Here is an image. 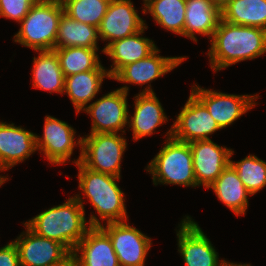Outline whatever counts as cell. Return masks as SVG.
Here are the masks:
<instances>
[{
    "mask_svg": "<svg viewBox=\"0 0 266 266\" xmlns=\"http://www.w3.org/2000/svg\"><path fill=\"white\" fill-rule=\"evenodd\" d=\"M98 38L97 27L75 21L67 14L63 13L59 22L55 48L79 46L99 49L97 47Z\"/></svg>",
    "mask_w": 266,
    "mask_h": 266,
    "instance_id": "obj_25",
    "label": "cell"
},
{
    "mask_svg": "<svg viewBox=\"0 0 266 266\" xmlns=\"http://www.w3.org/2000/svg\"><path fill=\"white\" fill-rule=\"evenodd\" d=\"M220 127L207 108L191 93L172 125V137L182 142L210 140Z\"/></svg>",
    "mask_w": 266,
    "mask_h": 266,
    "instance_id": "obj_12",
    "label": "cell"
},
{
    "mask_svg": "<svg viewBox=\"0 0 266 266\" xmlns=\"http://www.w3.org/2000/svg\"><path fill=\"white\" fill-rule=\"evenodd\" d=\"M105 77L111 78L108 70H89L65 77L64 93L68 94L77 113L100 92Z\"/></svg>",
    "mask_w": 266,
    "mask_h": 266,
    "instance_id": "obj_22",
    "label": "cell"
},
{
    "mask_svg": "<svg viewBox=\"0 0 266 266\" xmlns=\"http://www.w3.org/2000/svg\"><path fill=\"white\" fill-rule=\"evenodd\" d=\"M134 115L129 116V127L133 131V139L138 140L153 134V131L167 121L164 109L151 84L135 97Z\"/></svg>",
    "mask_w": 266,
    "mask_h": 266,
    "instance_id": "obj_19",
    "label": "cell"
},
{
    "mask_svg": "<svg viewBox=\"0 0 266 266\" xmlns=\"http://www.w3.org/2000/svg\"><path fill=\"white\" fill-rule=\"evenodd\" d=\"M209 62L213 71H219L244 60L266 53V30L235 25L220 19L210 40Z\"/></svg>",
    "mask_w": 266,
    "mask_h": 266,
    "instance_id": "obj_1",
    "label": "cell"
},
{
    "mask_svg": "<svg viewBox=\"0 0 266 266\" xmlns=\"http://www.w3.org/2000/svg\"><path fill=\"white\" fill-rule=\"evenodd\" d=\"M177 231L178 251L186 266H222L225 260L219 261L218 253L206 234L186 216L182 219Z\"/></svg>",
    "mask_w": 266,
    "mask_h": 266,
    "instance_id": "obj_11",
    "label": "cell"
},
{
    "mask_svg": "<svg viewBox=\"0 0 266 266\" xmlns=\"http://www.w3.org/2000/svg\"><path fill=\"white\" fill-rule=\"evenodd\" d=\"M210 1L213 2L221 10L231 0H210Z\"/></svg>",
    "mask_w": 266,
    "mask_h": 266,
    "instance_id": "obj_33",
    "label": "cell"
},
{
    "mask_svg": "<svg viewBox=\"0 0 266 266\" xmlns=\"http://www.w3.org/2000/svg\"><path fill=\"white\" fill-rule=\"evenodd\" d=\"M72 256L77 266H120L110 237L100 227L86 232Z\"/></svg>",
    "mask_w": 266,
    "mask_h": 266,
    "instance_id": "obj_17",
    "label": "cell"
},
{
    "mask_svg": "<svg viewBox=\"0 0 266 266\" xmlns=\"http://www.w3.org/2000/svg\"><path fill=\"white\" fill-rule=\"evenodd\" d=\"M64 8L60 1L37 0L22 19L14 42L33 50L55 49L59 22Z\"/></svg>",
    "mask_w": 266,
    "mask_h": 266,
    "instance_id": "obj_4",
    "label": "cell"
},
{
    "mask_svg": "<svg viewBox=\"0 0 266 266\" xmlns=\"http://www.w3.org/2000/svg\"><path fill=\"white\" fill-rule=\"evenodd\" d=\"M38 52L39 56L33 58V87L49 91L50 94H64L65 77L56 51L52 49Z\"/></svg>",
    "mask_w": 266,
    "mask_h": 266,
    "instance_id": "obj_24",
    "label": "cell"
},
{
    "mask_svg": "<svg viewBox=\"0 0 266 266\" xmlns=\"http://www.w3.org/2000/svg\"><path fill=\"white\" fill-rule=\"evenodd\" d=\"M24 226L26 231L13 241L18 250L20 266H56L72 256L64 245L37 235L25 223Z\"/></svg>",
    "mask_w": 266,
    "mask_h": 266,
    "instance_id": "obj_9",
    "label": "cell"
},
{
    "mask_svg": "<svg viewBox=\"0 0 266 266\" xmlns=\"http://www.w3.org/2000/svg\"><path fill=\"white\" fill-rule=\"evenodd\" d=\"M8 178L5 176H0V186H2L3 183H5V181H7Z\"/></svg>",
    "mask_w": 266,
    "mask_h": 266,
    "instance_id": "obj_36",
    "label": "cell"
},
{
    "mask_svg": "<svg viewBox=\"0 0 266 266\" xmlns=\"http://www.w3.org/2000/svg\"><path fill=\"white\" fill-rule=\"evenodd\" d=\"M81 194L70 197L65 203L41 212L25 224L37 235L64 245L71 253L86 232L85 210Z\"/></svg>",
    "mask_w": 266,
    "mask_h": 266,
    "instance_id": "obj_2",
    "label": "cell"
},
{
    "mask_svg": "<svg viewBox=\"0 0 266 266\" xmlns=\"http://www.w3.org/2000/svg\"><path fill=\"white\" fill-rule=\"evenodd\" d=\"M81 153L73 163L99 173L120 176L121 160L127 141L118 133H96L81 137Z\"/></svg>",
    "mask_w": 266,
    "mask_h": 266,
    "instance_id": "obj_6",
    "label": "cell"
},
{
    "mask_svg": "<svg viewBox=\"0 0 266 266\" xmlns=\"http://www.w3.org/2000/svg\"><path fill=\"white\" fill-rule=\"evenodd\" d=\"M59 58L60 67L64 77L89 70H107L100 61L97 54L98 49L87 47H65L54 49Z\"/></svg>",
    "mask_w": 266,
    "mask_h": 266,
    "instance_id": "obj_28",
    "label": "cell"
},
{
    "mask_svg": "<svg viewBox=\"0 0 266 266\" xmlns=\"http://www.w3.org/2000/svg\"><path fill=\"white\" fill-rule=\"evenodd\" d=\"M222 266H251L250 264H236V263H229V262H227V261H224V263H223V265Z\"/></svg>",
    "mask_w": 266,
    "mask_h": 266,
    "instance_id": "obj_35",
    "label": "cell"
},
{
    "mask_svg": "<svg viewBox=\"0 0 266 266\" xmlns=\"http://www.w3.org/2000/svg\"><path fill=\"white\" fill-rule=\"evenodd\" d=\"M36 134L14 124L0 122V171L8 170L37 150Z\"/></svg>",
    "mask_w": 266,
    "mask_h": 266,
    "instance_id": "obj_16",
    "label": "cell"
},
{
    "mask_svg": "<svg viewBox=\"0 0 266 266\" xmlns=\"http://www.w3.org/2000/svg\"><path fill=\"white\" fill-rule=\"evenodd\" d=\"M79 188L86 195L92 206L106 223L127 221L124 193L115 180L120 177L99 173L84 167L80 162Z\"/></svg>",
    "mask_w": 266,
    "mask_h": 266,
    "instance_id": "obj_3",
    "label": "cell"
},
{
    "mask_svg": "<svg viewBox=\"0 0 266 266\" xmlns=\"http://www.w3.org/2000/svg\"><path fill=\"white\" fill-rule=\"evenodd\" d=\"M189 144L197 186L208 188L230 164L234 151L217 145L211 139L196 140Z\"/></svg>",
    "mask_w": 266,
    "mask_h": 266,
    "instance_id": "obj_14",
    "label": "cell"
},
{
    "mask_svg": "<svg viewBox=\"0 0 266 266\" xmlns=\"http://www.w3.org/2000/svg\"><path fill=\"white\" fill-rule=\"evenodd\" d=\"M131 0H111L99 27V38L109 40L102 52L114 41L131 36L145 27Z\"/></svg>",
    "mask_w": 266,
    "mask_h": 266,
    "instance_id": "obj_13",
    "label": "cell"
},
{
    "mask_svg": "<svg viewBox=\"0 0 266 266\" xmlns=\"http://www.w3.org/2000/svg\"><path fill=\"white\" fill-rule=\"evenodd\" d=\"M158 48L148 57L122 67L111 79L135 85L152 82L178 67L186 57H162Z\"/></svg>",
    "mask_w": 266,
    "mask_h": 266,
    "instance_id": "obj_18",
    "label": "cell"
},
{
    "mask_svg": "<svg viewBox=\"0 0 266 266\" xmlns=\"http://www.w3.org/2000/svg\"><path fill=\"white\" fill-rule=\"evenodd\" d=\"M37 0H0V16L20 23Z\"/></svg>",
    "mask_w": 266,
    "mask_h": 266,
    "instance_id": "obj_31",
    "label": "cell"
},
{
    "mask_svg": "<svg viewBox=\"0 0 266 266\" xmlns=\"http://www.w3.org/2000/svg\"><path fill=\"white\" fill-rule=\"evenodd\" d=\"M214 190L222 203L236 215H245L248 195H251L239 178L237 171L229 164L208 187Z\"/></svg>",
    "mask_w": 266,
    "mask_h": 266,
    "instance_id": "obj_23",
    "label": "cell"
},
{
    "mask_svg": "<svg viewBox=\"0 0 266 266\" xmlns=\"http://www.w3.org/2000/svg\"><path fill=\"white\" fill-rule=\"evenodd\" d=\"M165 145L147 165V171L152 174L153 184H176L197 186L194 175L192 150L190 144L172 137V127L167 132Z\"/></svg>",
    "mask_w": 266,
    "mask_h": 266,
    "instance_id": "obj_5",
    "label": "cell"
},
{
    "mask_svg": "<svg viewBox=\"0 0 266 266\" xmlns=\"http://www.w3.org/2000/svg\"><path fill=\"white\" fill-rule=\"evenodd\" d=\"M126 222L107 223L104 227L95 215L88 221L91 227H100L110 237L120 266H144L152 240Z\"/></svg>",
    "mask_w": 266,
    "mask_h": 266,
    "instance_id": "obj_7",
    "label": "cell"
},
{
    "mask_svg": "<svg viewBox=\"0 0 266 266\" xmlns=\"http://www.w3.org/2000/svg\"><path fill=\"white\" fill-rule=\"evenodd\" d=\"M221 19L266 30V0H231L221 9Z\"/></svg>",
    "mask_w": 266,
    "mask_h": 266,
    "instance_id": "obj_26",
    "label": "cell"
},
{
    "mask_svg": "<svg viewBox=\"0 0 266 266\" xmlns=\"http://www.w3.org/2000/svg\"><path fill=\"white\" fill-rule=\"evenodd\" d=\"M230 164L237 171L240 180L252 195L266 186V162L255 155H248L244 159Z\"/></svg>",
    "mask_w": 266,
    "mask_h": 266,
    "instance_id": "obj_30",
    "label": "cell"
},
{
    "mask_svg": "<svg viewBox=\"0 0 266 266\" xmlns=\"http://www.w3.org/2000/svg\"><path fill=\"white\" fill-rule=\"evenodd\" d=\"M147 11L162 28L184 36L186 0H143Z\"/></svg>",
    "mask_w": 266,
    "mask_h": 266,
    "instance_id": "obj_27",
    "label": "cell"
},
{
    "mask_svg": "<svg viewBox=\"0 0 266 266\" xmlns=\"http://www.w3.org/2000/svg\"><path fill=\"white\" fill-rule=\"evenodd\" d=\"M45 1H60L61 2L62 0H45Z\"/></svg>",
    "mask_w": 266,
    "mask_h": 266,
    "instance_id": "obj_37",
    "label": "cell"
},
{
    "mask_svg": "<svg viewBox=\"0 0 266 266\" xmlns=\"http://www.w3.org/2000/svg\"><path fill=\"white\" fill-rule=\"evenodd\" d=\"M191 93L207 108L220 129L231 125L240 116L252 109L258 95H234L200 88L194 84Z\"/></svg>",
    "mask_w": 266,
    "mask_h": 266,
    "instance_id": "obj_10",
    "label": "cell"
},
{
    "mask_svg": "<svg viewBox=\"0 0 266 266\" xmlns=\"http://www.w3.org/2000/svg\"><path fill=\"white\" fill-rule=\"evenodd\" d=\"M43 138L36 134L37 150H41L47 160L55 165L65 164L73 153L74 147L79 144L81 150V137L74 141L76 131L65 121L52 116H46Z\"/></svg>",
    "mask_w": 266,
    "mask_h": 266,
    "instance_id": "obj_15",
    "label": "cell"
},
{
    "mask_svg": "<svg viewBox=\"0 0 266 266\" xmlns=\"http://www.w3.org/2000/svg\"><path fill=\"white\" fill-rule=\"evenodd\" d=\"M129 87L118 88L100 99L92 102L83 111L91 115L92 128L90 134L96 133H119L123 134L128 125L127 95Z\"/></svg>",
    "mask_w": 266,
    "mask_h": 266,
    "instance_id": "obj_8",
    "label": "cell"
},
{
    "mask_svg": "<svg viewBox=\"0 0 266 266\" xmlns=\"http://www.w3.org/2000/svg\"><path fill=\"white\" fill-rule=\"evenodd\" d=\"M145 29L147 26L131 36L112 42L104 50V53L113 61V66L111 65L112 68L108 71L111 78L122 67L148 57L157 49L152 40L140 36Z\"/></svg>",
    "mask_w": 266,
    "mask_h": 266,
    "instance_id": "obj_20",
    "label": "cell"
},
{
    "mask_svg": "<svg viewBox=\"0 0 266 266\" xmlns=\"http://www.w3.org/2000/svg\"><path fill=\"white\" fill-rule=\"evenodd\" d=\"M64 13L75 21L99 27L111 0H62Z\"/></svg>",
    "mask_w": 266,
    "mask_h": 266,
    "instance_id": "obj_29",
    "label": "cell"
},
{
    "mask_svg": "<svg viewBox=\"0 0 266 266\" xmlns=\"http://www.w3.org/2000/svg\"><path fill=\"white\" fill-rule=\"evenodd\" d=\"M0 266H20L18 250L13 241L0 248Z\"/></svg>",
    "mask_w": 266,
    "mask_h": 266,
    "instance_id": "obj_32",
    "label": "cell"
},
{
    "mask_svg": "<svg viewBox=\"0 0 266 266\" xmlns=\"http://www.w3.org/2000/svg\"><path fill=\"white\" fill-rule=\"evenodd\" d=\"M56 266H77V265H76V262L73 256H71L66 262L56 265Z\"/></svg>",
    "mask_w": 266,
    "mask_h": 266,
    "instance_id": "obj_34",
    "label": "cell"
},
{
    "mask_svg": "<svg viewBox=\"0 0 266 266\" xmlns=\"http://www.w3.org/2000/svg\"><path fill=\"white\" fill-rule=\"evenodd\" d=\"M221 10L210 0H186L184 36L197 42L195 34L213 37Z\"/></svg>",
    "mask_w": 266,
    "mask_h": 266,
    "instance_id": "obj_21",
    "label": "cell"
}]
</instances>
